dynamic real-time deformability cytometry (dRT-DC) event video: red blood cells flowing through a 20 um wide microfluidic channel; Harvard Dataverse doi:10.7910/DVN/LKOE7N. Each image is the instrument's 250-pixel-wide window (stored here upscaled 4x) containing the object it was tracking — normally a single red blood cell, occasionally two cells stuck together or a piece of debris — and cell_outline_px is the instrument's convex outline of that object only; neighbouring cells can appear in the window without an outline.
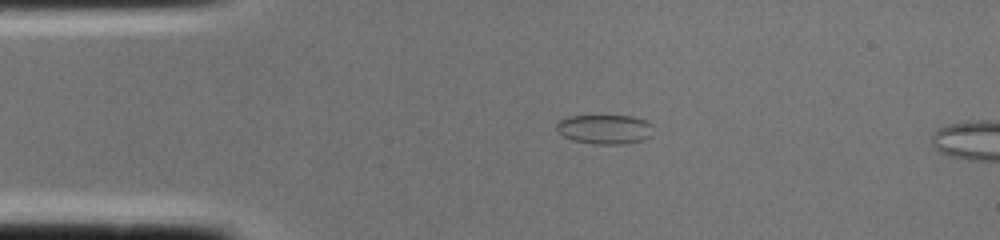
{"species": "common noctule bat (a hibernating species)", "species_latin": "Nyctalus noctula", "temperature_condition": "cold", "stored_images_in_passage": 2, "camera_frame_rate_fps": 3000, "um_per_image_px": 0.085, "animal": {"sex": "female", "body_mass_g": 22.0, "forearm_length_mm": 56.7}, "frame": {"image": 1, "passage_image": 1, "time_ms": 0.0, "image_size_px": [1000, 240], "cell_outline_px": [[652, 136], [644, 140], [624, 144], [592, 144], [572, 140], [564, 136], [556, 128], [556, 124], [560, 120], [568, 116], [632, 116], [644, 120], [652, 124]], "centroid_in_image_um": [51.43, 10.99], "position_along_channel_um": 33.6, "area_um2": 16.65}}